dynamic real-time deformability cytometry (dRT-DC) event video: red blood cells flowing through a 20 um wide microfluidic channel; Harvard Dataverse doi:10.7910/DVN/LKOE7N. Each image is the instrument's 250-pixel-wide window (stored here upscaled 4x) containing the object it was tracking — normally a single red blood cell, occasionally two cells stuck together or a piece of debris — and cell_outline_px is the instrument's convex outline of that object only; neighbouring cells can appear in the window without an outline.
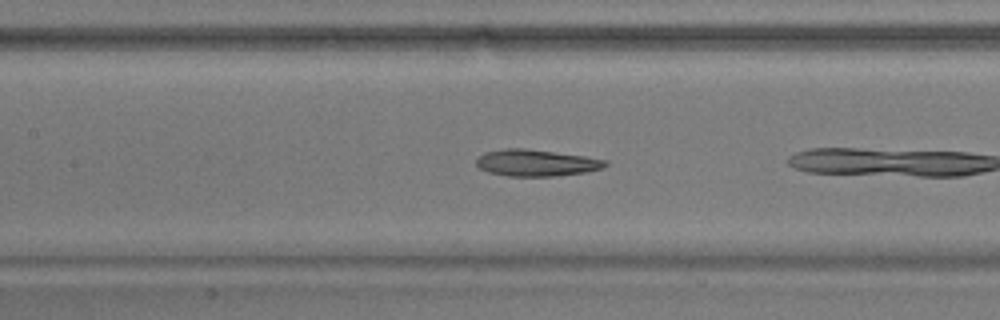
{"species": "common noctule bat (a hibernating species)", "species_latin": "Nyctalus noctula", "temperature_condition": "warm", "stored_images_in_passage": 9, "camera_frame_rate_fps": 3000, "um_per_image_px": 0.085, "animal": {"sex": "male", "body_mass_g": 17.9}, "frame": {"image": 1, "passage_image": 8, "time_ms": 2.333, "image_size_px": [1000, 320], "cell_outline_px": [[608, 164], [600, 168], [584, 172], [556, 176], [508, 176], [488, 172], [480, 168], [476, 164], [476, 156], [484, 152], [504, 148], [524, 148], [584, 156], [608, 160]], "centroid_in_image_um": [45.52, 13.83], "position_along_channel_um": 161.9, "area_um2": 20.0}}